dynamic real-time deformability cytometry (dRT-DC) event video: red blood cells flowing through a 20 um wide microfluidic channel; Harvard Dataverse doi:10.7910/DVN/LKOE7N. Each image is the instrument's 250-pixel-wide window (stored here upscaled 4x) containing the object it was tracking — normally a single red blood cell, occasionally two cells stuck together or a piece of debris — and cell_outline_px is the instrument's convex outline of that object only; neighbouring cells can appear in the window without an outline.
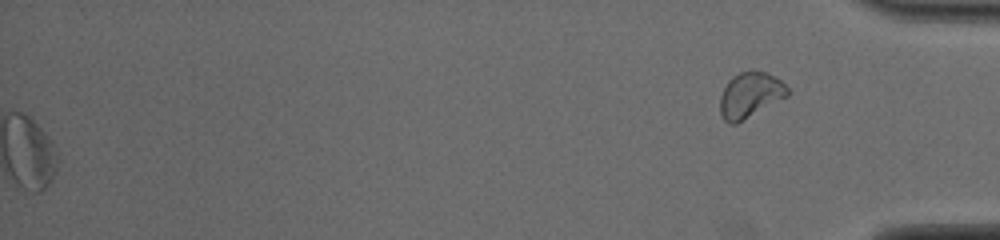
{"species": "common noctule bat (a hibernating species)", "species_latin": "Nyctalus noctula", "temperature_condition": "cold", "stored_images_in_passage": 52, "segment_of_instrument_passage": [2, 2], "camera_frame_rate_fps": 3000, "um_per_image_px": 0.085, "animal": {"sex": "male", "body_mass_g": 19.0, "forearm_length_mm": 50.8}, "frame": {"image": 1, "passage_image": 52, "time_ms": 17.0, "image_size_px": [1000, 240], "cell_outline_px": [[788, 96], [736, 124], [728, 124], [724, 120], [720, 112], [720, 96], [728, 80], [732, 76], [740, 72], [752, 68], [756, 68], [768, 72], [780, 80], [788, 88]], "centroid_in_image_um": [63.75, 8.04], "position_along_channel_um": 371.4, "area_um2": 18.21}}